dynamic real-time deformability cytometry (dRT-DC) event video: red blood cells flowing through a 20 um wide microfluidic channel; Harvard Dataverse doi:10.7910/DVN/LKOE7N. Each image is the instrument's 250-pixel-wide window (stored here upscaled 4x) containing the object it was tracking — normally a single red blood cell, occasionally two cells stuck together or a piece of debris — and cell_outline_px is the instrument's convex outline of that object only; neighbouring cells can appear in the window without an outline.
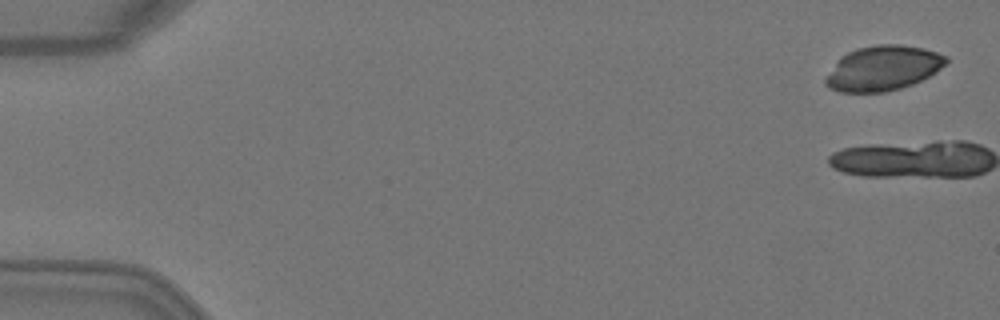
{"species": "Egyptian fruit bat (a non-hibernating species)", "species_latin": "Rousettus aegyptiacus", "temperature_condition": "warm", "stored_images_in_passage": 8, "camera_frame_rate_fps": 3000, "um_per_image_px": 0.085, "animal": {"sex": "female"}, "frame": {"image": 1, "passage_image": 1, "time_ms": 0.0, "image_size_px": [1000, 320], "cell_outline_px": [[948, 60], [936, 72], [912, 84], [900, 88], [884, 92], [840, 92], [828, 88], [824, 84], [824, 80], [836, 60], [848, 52], [860, 48], [880, 44], [900, 44], [924, 48], [948, 56]], "centroid_in_image_um": [75.03, 5.8], "position_along_channel_um": 10.0, "area_um2": 31.39}}